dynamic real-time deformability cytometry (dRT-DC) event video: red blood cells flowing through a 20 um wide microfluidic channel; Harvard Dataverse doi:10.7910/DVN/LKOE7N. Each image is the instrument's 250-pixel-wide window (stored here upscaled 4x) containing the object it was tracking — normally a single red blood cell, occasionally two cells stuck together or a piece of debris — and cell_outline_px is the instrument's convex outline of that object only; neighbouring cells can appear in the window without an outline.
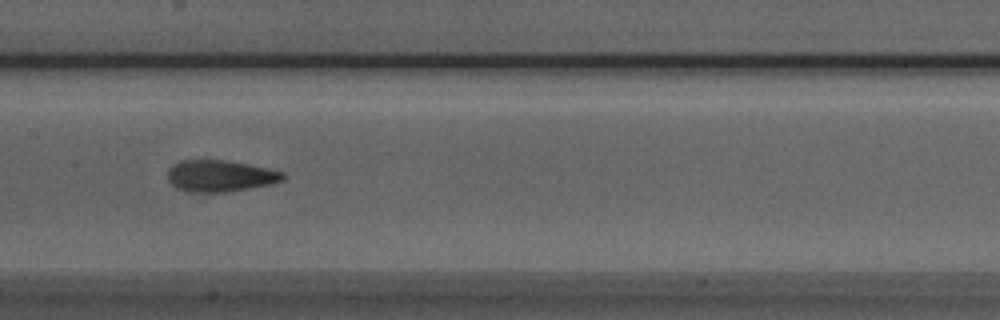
{"species": "Egyptian fruit bat (a non-hibernating species)", "species_latin": "Rousettus aegyptiacus", "temperature_condition": "room temperature", "stored_images_in_passage": 27, "camera_frame_rate_fps": 3000, "um_per_image_px": 0.085, "animal": {"sex": "male"}, "frame": {"image": 1, "passage_image": 16, "time_ms": 5.0, "image_size_px": [1000, 320], "cell_outline_px": [[288, 176], [284, 180], [272, 184], [224, 192], [184, 192], [172, 184], [168, 180], [168, 168], [172, 164], [180, 160], [224, 160], [248, 164], [268, 168], [284, 172]], "centroid_in_image_um": [18.72, 14.95], "position_along_channel_um": 188.7, "area_um2": 21.39}}